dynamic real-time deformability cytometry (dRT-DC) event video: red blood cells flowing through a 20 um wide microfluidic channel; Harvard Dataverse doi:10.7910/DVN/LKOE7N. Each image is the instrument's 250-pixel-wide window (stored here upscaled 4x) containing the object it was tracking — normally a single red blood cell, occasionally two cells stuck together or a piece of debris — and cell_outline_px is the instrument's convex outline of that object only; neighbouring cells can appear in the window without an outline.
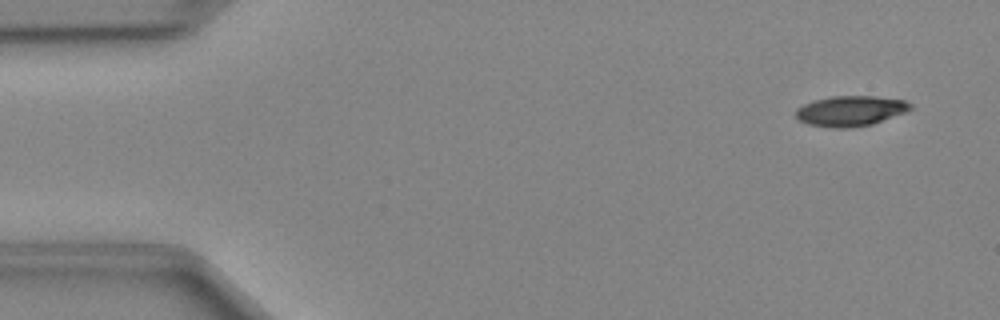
{"species": "Egyptian fruit bat (a non-hibernating species)", "species_latin": "Rousettus aegyptiacus", "temperature_condition": "cold", "stored_images_in_passage": 47, "camera_frame_rate_fps": 3000, "um_per_image_px": 0.085, "animal": {"sex": "female"}, "frame": {"image": 1, "passage_image": 2, "time_ms": 0.333, "image_size_px": [1000, 320], "cell_outline_px": [[912, 108], [904, 112], [872, 124], [848, 128], [836, 128], [808, 124], [800, 120], [796, 116], [796, 108], [804, 104], [816, 100], [832, 96], [876, 96], [904, 100], [912, 104]], "centroid_in_image_um": [72.29, 9.42], "position_along_channel_um": 12.7, "area_um2": 20.0}}
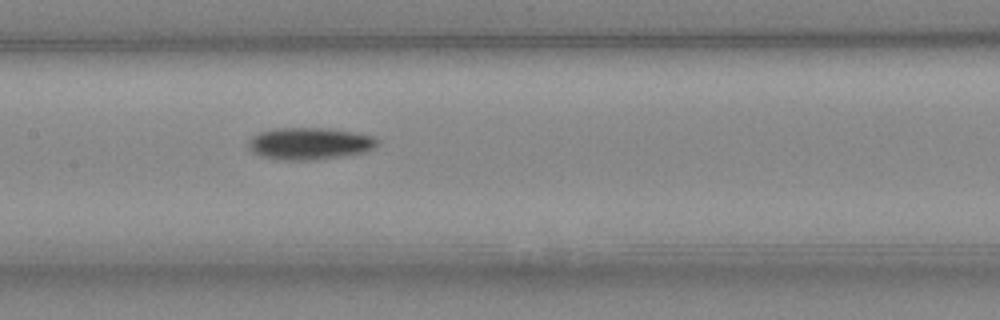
{"frame": {"image": 2, "passage_image": 22, "time_ms": 7.0, "image_size_px": [1000, 320], "cell_outline_px": [[380, 140], [372, 148], [360, 152], [340, 156], [304, 160], [284, 160], [260, 156], [252, 152], [248, 148], [248, 140], [252, 136], [260, 132], [272, 128], [328, 128], [376, 136]], "centroid_in_image_um": [26.25, 12.18], "position_along_channel_um": 181.1, "area_um2": 23.87}}
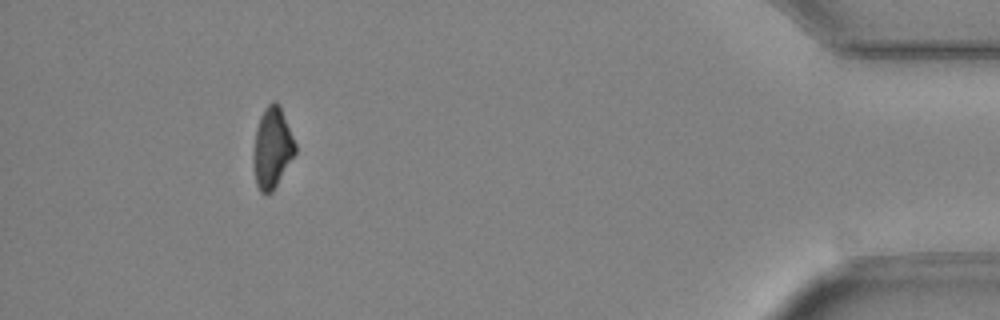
{"frame": {"image": 3, "passage_image": 43, "time_ms": 14.0, "image_size_px": [1000, 320], "cell_outline_px": [[296, 152], [272, 192], [260, 192], [256, 184], [252, 160], [252, 156], [256, 128], [260, 116], [264, 108], [272, 100], [276, 100], [280, 104], [296, 144]], "centroid_in_image_um": [23.12, 12.52], "position_along_channel_um": 412.1, "area_um2": 19.83}}